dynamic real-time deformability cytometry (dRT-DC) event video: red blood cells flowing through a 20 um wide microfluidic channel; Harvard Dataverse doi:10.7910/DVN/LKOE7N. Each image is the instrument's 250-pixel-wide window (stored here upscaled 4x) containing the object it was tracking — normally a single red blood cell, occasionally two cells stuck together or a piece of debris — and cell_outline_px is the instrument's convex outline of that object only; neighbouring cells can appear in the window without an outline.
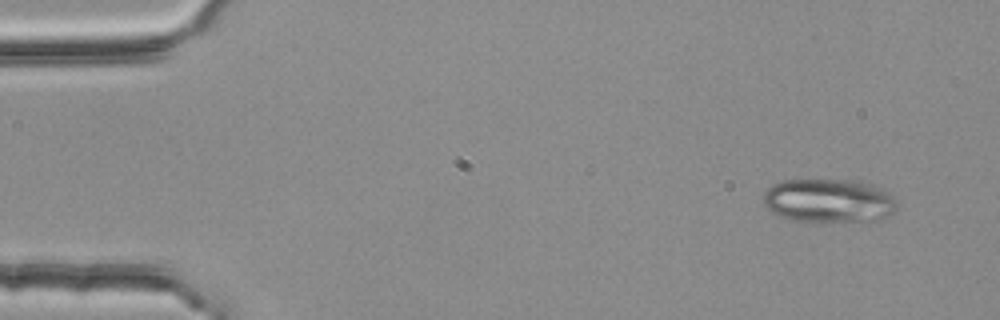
{"species": "common noctule bat (a hibernating species)", "species_latin": "Nyctalus noctula", "temperature_condition": "room temperature", "stored_images_in_passage": 5, "camera_frame_rate_fps": 3000, "um_per_image_px": 0.085, "animal": {"sex": "female", "body_mass_g": 25.1}, "frame": {"image": 1, "passage_image": 1, "time_ms": 0.0, "image_size_px": [1000, 320], "cell_outline_px": [[896, 212], [880, 220], [792, 220], [772, 212], [764, 204], [764, 192], [772, 184], [780, 180], [860, 180], [872, 184], [880, 188], [896, 200]], "centroid_in_image_um": [70.45, 17.03], "position_along_channel_um": 14.5, "area_um2": 33.7}}